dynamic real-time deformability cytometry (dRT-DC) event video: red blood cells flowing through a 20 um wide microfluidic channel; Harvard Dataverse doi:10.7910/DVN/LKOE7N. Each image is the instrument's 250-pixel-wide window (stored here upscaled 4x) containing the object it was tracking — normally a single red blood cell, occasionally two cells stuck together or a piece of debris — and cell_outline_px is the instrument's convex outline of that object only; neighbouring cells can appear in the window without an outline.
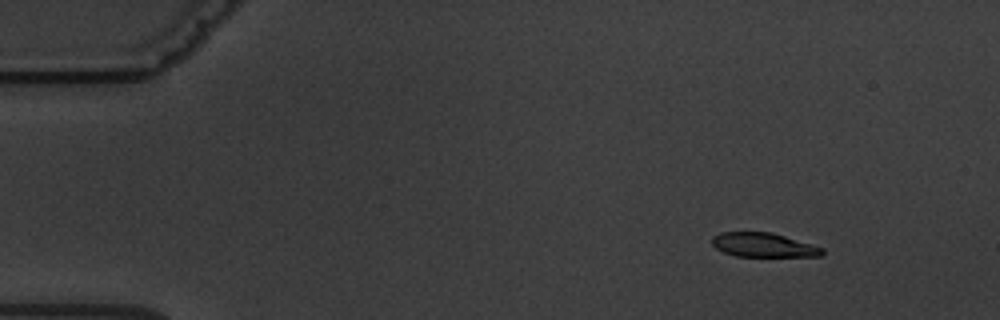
{"species": "common noctule bat (a hibernating species)", "species_latin": "Nyctalus noctula", "temperature_condition": "warm", "stored_images_in_passage": 5, "camera_frame_rate_fps": 3000, "um_per_image_px": 0.085, "animal": {"sex": "male", "body_mass_g": 19.5, "forearm_length_mm": 54.6}, "frame": {"image": 1, "passage_image": 2, "time_ms": 1.333, "image_size_px": [1000, 320], "cell_outline_px": [[824, 256], [736, 256], [724, 252], [716, 248], [712, 244], [712, 236], [720, 232], [772, 232], [812, 244], [824, 248]], "centroid_in_image_um": [64.9, 20.82], "position_along_channel_um": 20.1, "area_um2": 15.55}}